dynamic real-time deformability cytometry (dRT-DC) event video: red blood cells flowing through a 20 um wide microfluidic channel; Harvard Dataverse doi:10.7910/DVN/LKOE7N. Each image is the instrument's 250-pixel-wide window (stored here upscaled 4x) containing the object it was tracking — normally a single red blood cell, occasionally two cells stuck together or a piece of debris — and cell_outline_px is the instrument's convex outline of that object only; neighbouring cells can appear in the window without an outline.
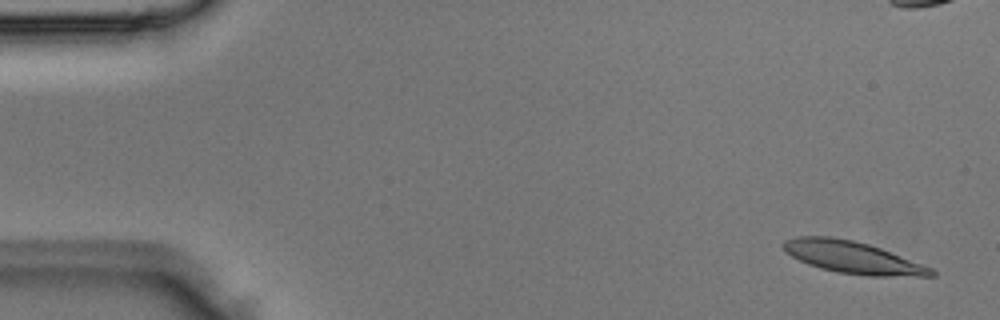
{"species": "Egyptian fruit bat (a non-hibernating species)", "species_latin": "Rousettus aegyptiacus", "temperature_condition": "room temperature", "stored_images_in_passage": 5, "camera_frame_rate_fps": 3000, "um_per_image_px": 0.085, "animal": {"sex": "male"}, "frame": {"image": 1, "passage_image": 1, "time_ms": 0.0, "image_size_px": [1000, 320], "cell_outline_px": [[936, 276], [868, 276], [836, 272], [820, 268], [808, 264], [784, 252], [780, 244], [784, 240], [796, 236], [832, 236], [852, 240], [868, 244], [880, 248], [924, 264], [932, 268], [936, 272]], "centroid_in_image_um": [72.45, 21.87], "position_along_channel_um": 12.6, "area_um2": 27.86}}
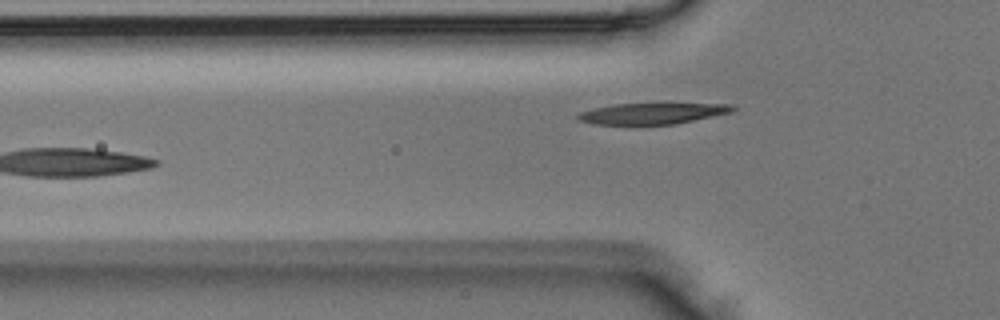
{"frame": {"image": 2, "passage_image": 5, "time_ms": 1.333, "image_size_px": [1000, 320], "cell_outline_px": [[736, 108], [732, 112], [676, 124], [596, 124], [580, 120], [576, 116], [580, 112], [592, 108], [616, 104], [732, 104]], "centroid_in_image_um": [55.46, 9.64], "position_along_channel_um": 70.3, "area_um2": 18.67}}